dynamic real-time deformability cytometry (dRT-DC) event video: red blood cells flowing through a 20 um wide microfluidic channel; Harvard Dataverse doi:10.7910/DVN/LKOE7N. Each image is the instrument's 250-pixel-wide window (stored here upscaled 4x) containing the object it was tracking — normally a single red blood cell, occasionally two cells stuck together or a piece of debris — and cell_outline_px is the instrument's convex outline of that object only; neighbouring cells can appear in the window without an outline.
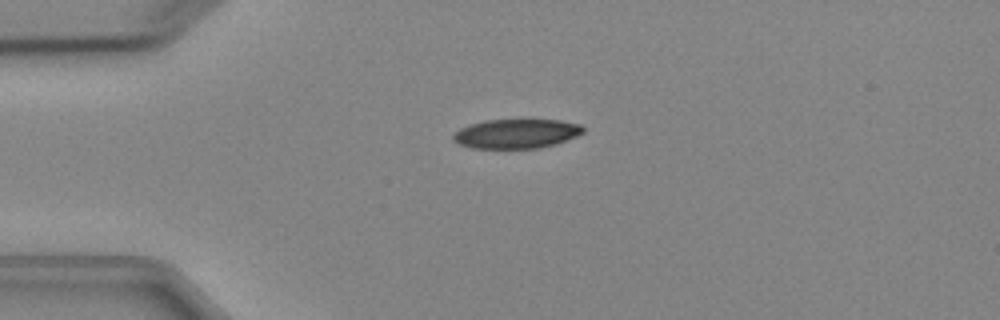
{"species": "Egyptian fruit bat (a non-hibernating species)", "species_latin": "Rousettus aegyptiacus", "temperature_condition": "cold", "stored_images_in_passage": 4, "camera_frame_rate_fps": 3000, "um_per_image_px": 0.085, "animal": {"sex": "female"}, "frame": {"image": 1, "passage_image": 4, "time_ms": 3.333, "image_size_px": [1000, 320], "cell_outline_px": [[584, 132], [576, 136], [556, 144], [540, 148], [472, 148], [460, 144], [452, 140], [452, 136], [460, 128], [484, 120], [560, 120], [580, 124], [584, 128]], "centroid_in_image_um": [43.9, 11.36], "position_along_channel_um": 41.1, "area_um2": 22.14}}